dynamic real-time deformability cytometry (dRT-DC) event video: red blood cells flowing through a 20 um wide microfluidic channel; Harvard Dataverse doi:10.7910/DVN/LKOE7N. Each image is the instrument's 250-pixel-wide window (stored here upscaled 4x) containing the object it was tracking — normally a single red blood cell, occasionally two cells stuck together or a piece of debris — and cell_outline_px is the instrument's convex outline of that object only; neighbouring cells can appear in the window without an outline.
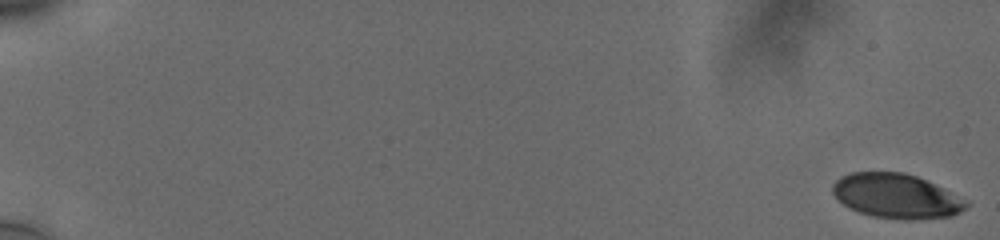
{"species": "human", "species_latin": "Homo sapiens", "temperature_condition": "cold", "stored_images_in_passage": 58, "camera_frame_rate_fps": 3000, "um_per_image_px": 0.085, "donor": {"sex": "male"}, "frame": {"image": 1, "passage_image": 1, "time_ms": 0.0, "image_size_px": [1000, 240], "cell_outline_px": [[968, 208], [952, 216], [920, 220], [904, 220], [872, 216], [860, 212], [844, 204], [832, 192], [832, 184], [840, 176], [852, 172], [904, 172], [916, 176], [944, 188], [968, 200]], "centroid_in_image_um": [76.23, 16.67], "position_along_channel_um": 8.8, "area_um2": 34.85}}
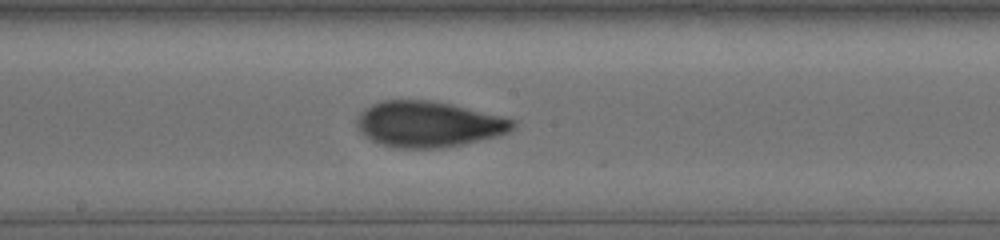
{"frame": {"image": 2, "passage_image": 34, "time_ms": 11.0, "image_size_px": [1000, 240], "cell_outline_px": [[516, 124], [508, 132], [460, 144], [436, 148], [396, 148], [380, 144], [364, 136], [360, 132], [356, 124], [356, 120], [360, 112], [364, 108], [380, 100], [432, 100], [452, 104], [516, 120]], "centroid_in_image_um": [36.34, 10.54], "position_along_channel_um": 211.9, "area_um2": 41.33}}
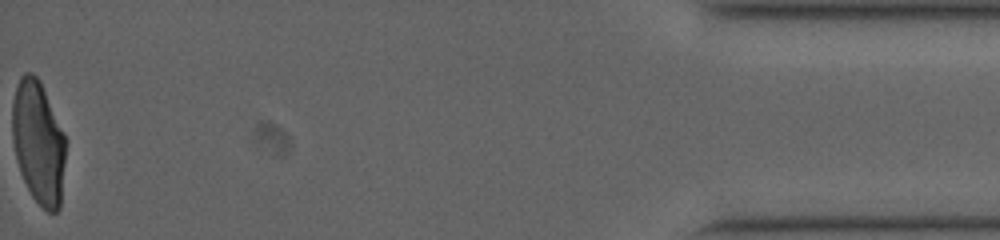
{"frame": {"image": 3, "passage_image": 58, "time_ms": 19.0, "image_size_px": [1000, 240], "cell_outline_px": [[68, 140], [60, 208], [56, 212], [48, 212], [32, 196], [20, 172], [16, 160], [12, 140], [12, 100], [20, 76], [24, 72], [32, 72], [40, 80]], "centroid_in_image_um": [3.28, 12.09], "position_along_channel_um": 431.9, "area_um2": 39.02}, "authors_computed_cell_mechanics": {"area_um2": 39.7953, "velocity_mm_per_s": 3.7756, "shape_relaxation_time_tau1_ms": 4.5733, "shape_relaxation_time_tau2_ms": 1.1267, "deformation_change_tau1": 0.1822, "deformation_change_tau2": 0.0658}}